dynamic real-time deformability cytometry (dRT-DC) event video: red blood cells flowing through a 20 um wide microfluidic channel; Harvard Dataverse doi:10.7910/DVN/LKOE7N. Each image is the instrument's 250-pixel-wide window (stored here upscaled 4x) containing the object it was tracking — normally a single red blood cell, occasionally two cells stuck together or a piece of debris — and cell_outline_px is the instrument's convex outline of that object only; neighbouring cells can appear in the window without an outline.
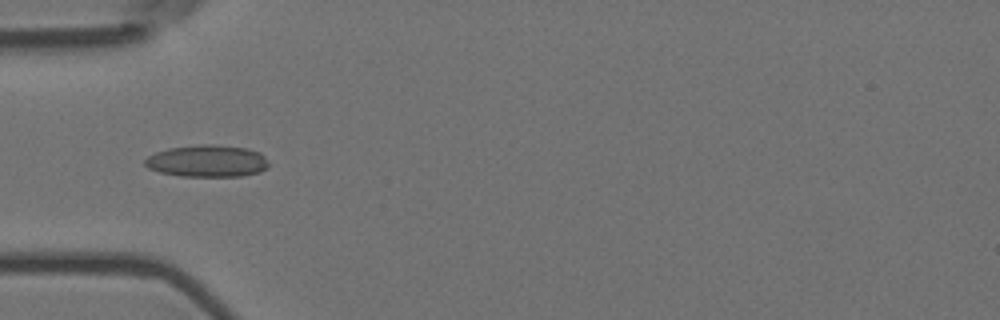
{"species": "Egyptian fruit bat (a non-hibernating species)", "species_latin": "Rousettus aegyptiacus", "temperature_condition": "room temperature", "stored_images_in_passage": 3, "camera_frame_rate_fps": 3000, "um_per_image_px": 0.085, "animal": {"sex": "female"}, "frame": {"image": 1, "passage_image": 2, "time_ms": 0.333, "image_size_px": [1000, 320], "cell_outline_px": [[268, 168], [260, 172], [240, 176], [180, 176], [160, 172], [148, 168], [144, 164], [144, 160], [148, 156], [156, 152], [168, 148], [200, 144], [216, 144], [248, 148], [260, 152], [264, 156], [268, 164]], "centroid_in_image_um": [17.62, 13.68], "position_along_channel_um": 67.4, "area_um2": 23.24}}
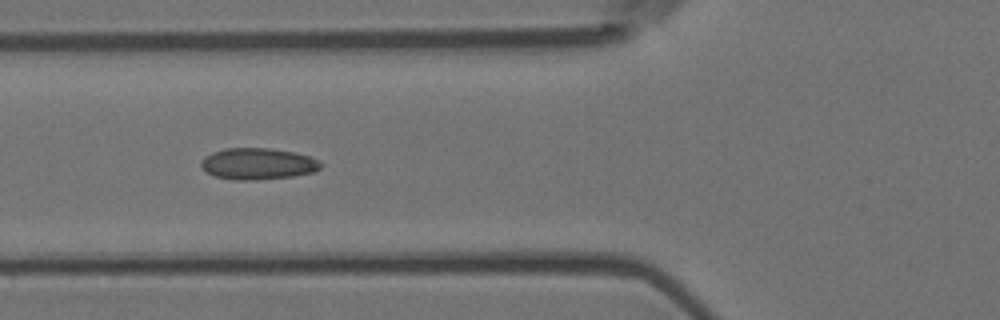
{"frame": {"image": 2, "passage_image": 3, "time_ms": 0.667, "image_size_px": [1000, 320], "cell_outline_px": [[324, 164], [320, 168], [312, 172], [292, 176], [252, 180], [232, 180], [216, 176], [204, 172], [200, 164], [200, 160], [204, 156], [212, 152], [224, 148], [268, 148], [292, 152], [308, 156]], "centroid_in_image_um": [21.84, 13.92], "position_along_channel_um": 104.0, "area_um2": 21.91}}